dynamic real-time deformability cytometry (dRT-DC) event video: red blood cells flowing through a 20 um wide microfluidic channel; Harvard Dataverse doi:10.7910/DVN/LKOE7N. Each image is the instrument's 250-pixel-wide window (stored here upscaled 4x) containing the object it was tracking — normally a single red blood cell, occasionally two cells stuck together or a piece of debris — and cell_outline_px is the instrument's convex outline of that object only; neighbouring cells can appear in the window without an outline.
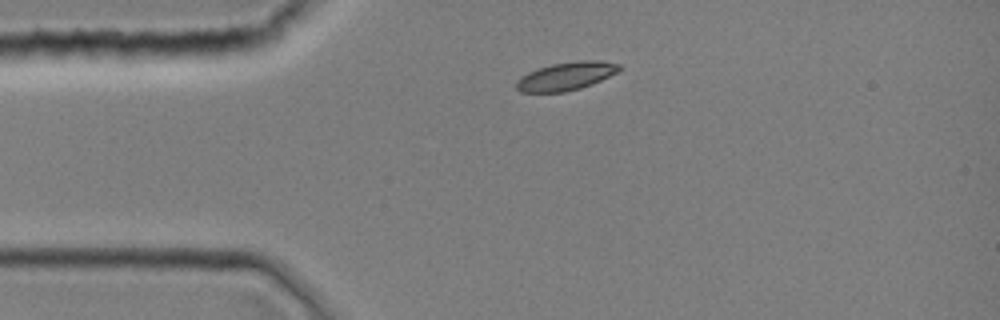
{"species": "common noctule bat (a hibernating species)", "species_latin": "Nyctalus noctula", "temperature_condition": "room temperature", "stored_images_in_passage": 1, "camera_frame_rate_fps": 3000, "um_per_image_px": 0.085, "animal": {"sex": "female", "body_mass_g": 19.0, "forearm_length_mm": 51.5}, "frame": {"image": 1, "passage_image": 1, "time_ms": 0.0, "image_size_px": [1000, 320], "cell_outline_px": [[624, 68], [592, 84], [580, 88], [564, 92], [520, 92], [516, 88], [516, 80], [528, 72], [552, 64], [580, 60], [600, 60], [620, 64]], "centroid_in_image_um": [48.13, 6.47], "position_along_channel_um": 36.9, "area_um2": 16.82}}